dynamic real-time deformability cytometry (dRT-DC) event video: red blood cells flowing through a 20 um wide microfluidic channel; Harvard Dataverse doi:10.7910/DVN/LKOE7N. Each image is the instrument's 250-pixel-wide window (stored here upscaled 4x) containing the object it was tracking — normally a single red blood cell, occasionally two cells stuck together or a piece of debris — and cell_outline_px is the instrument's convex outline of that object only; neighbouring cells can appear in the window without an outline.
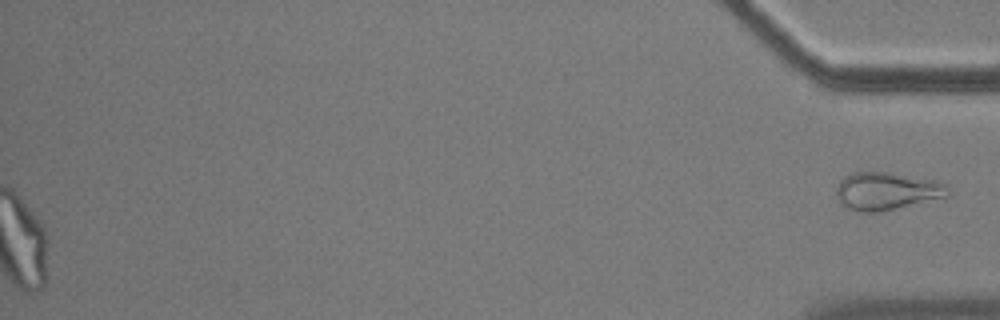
{"species": "common noctule bat (a hibernating species)", "species_latin": "Nyctalus noctula", "temperature_condition": "cold", "stored_images_in_passage": 57, "segment_of_instrument_passage": [2, 2], "camera_frame_rate_fps": 3000, "um_per_image_px": 0.085, "animal": {"sex": "male", "body_mass_g": 17.9}, "frame": {"image": 1, "passage_image": 57, "time_ms": 18.667, "image_size_px": [1000, 320], "cell_outline_px": [[952, 192], [948, 196], [880, 212], [860, 212], [848, 208], [840, 204], [836, 200], [836, 188], [840, 180], [844, 176], [852, 172], [888, 172], [936, 180], [944, 184]], "centroid_in_image_um": [75.34, 16.24], "position_along_channel_um": 359.9, "area_um2": 24.74}}